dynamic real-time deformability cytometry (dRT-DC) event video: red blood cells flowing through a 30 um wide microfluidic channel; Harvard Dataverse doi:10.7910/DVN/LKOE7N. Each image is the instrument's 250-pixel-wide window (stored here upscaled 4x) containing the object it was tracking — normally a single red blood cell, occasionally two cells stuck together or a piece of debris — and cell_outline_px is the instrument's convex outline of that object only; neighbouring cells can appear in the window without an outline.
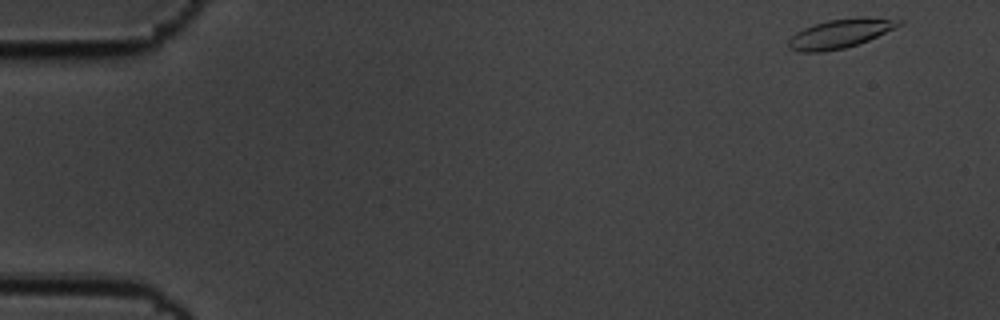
{"species": "common noctule bat (a hibernating species)", "species_latin": "Nyctalus noctula", "temperature_condition": "cold", "stored_images_in_passage": 57, "segment_of_instrument_passage": [1, 2], "camera_frame_rate_fps": 3000, "um_per_image_px": 0.085, "animal": {"sex": "male", "body_mass_g": 19.5, "forearm_length_mm": 54.6}, "frame": {"image": 1, "passage_image": 1, "time_ms": 0.0, "image_size_px": [1000, 320], "cell_outline_px": [[904, 24], [896, 28], [868, 40], [844, 48], [824, 52], [800, 52], [788, 48], [788, 40], [796, 32], [804, 28], [828, 20], [860, 16], [864, 16], [904, 20]], "centroid_in_image_um": [71.45, 2.84], "position_along_channel_um": 13.5, "area_um2": 18.79}}
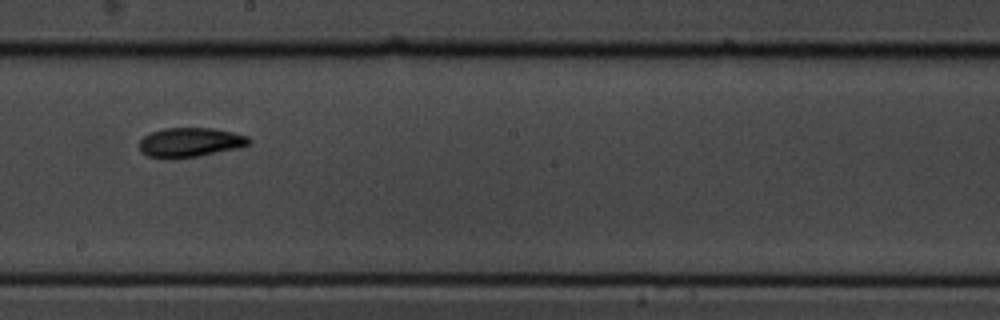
{"frame": {"image": 2, "passage_image": 31, "time_ms": 10.0, "image_size_px": [1000, 320], "cell_outline_px": [[252, 140], [248, 144], [236, 148], [196, 156], [172, 160], [168, 160], [148, 156], [140, 152], [140, 140], [144, 136], [152, 132], [164, 128], [212, 128], [232, 132], [248, 136]], "centroid_in_image_um": [16.11, 12.11], "position_along_channel_um": 232.1, "area_um2": 18.79}}
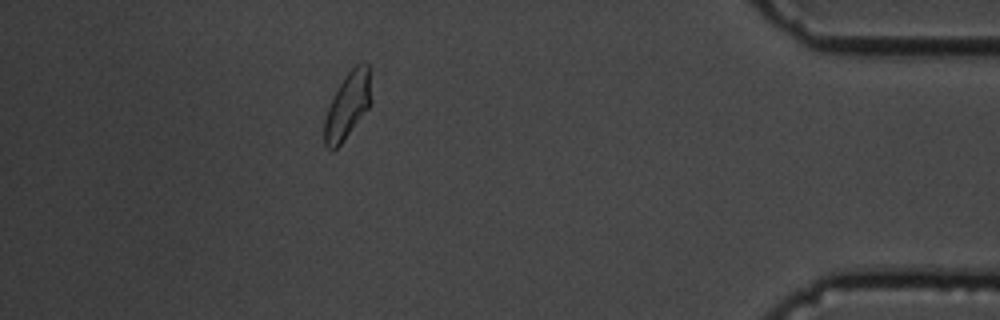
{"frame": {"image": 3, "passage_image": 50, "time_ms": 16.333, "image_size_px": [1000, 320], "cell_outline_px": [[372, 104], [340, 144], [332, 152], [324, 144], [324, 120], [328, 108], [344, 76], [356, 64], [364, 60], [368, 64], [372, 100]], "centroid_in_image_um": [29.57, 8.95], "position_along_channel_um": 405.6, "area_um2": 18.03}}